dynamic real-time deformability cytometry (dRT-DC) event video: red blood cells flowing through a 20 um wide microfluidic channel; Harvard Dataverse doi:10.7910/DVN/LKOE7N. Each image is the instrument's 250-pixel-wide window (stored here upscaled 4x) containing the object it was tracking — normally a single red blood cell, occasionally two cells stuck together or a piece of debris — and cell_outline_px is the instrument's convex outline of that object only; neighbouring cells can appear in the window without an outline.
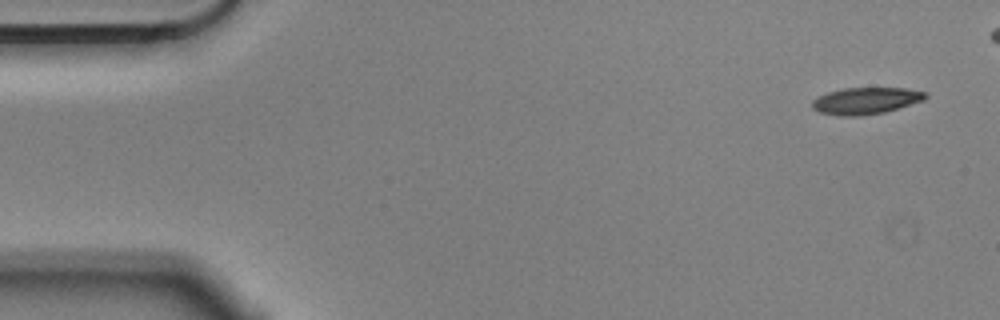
{"species": "Egyptian fruit bat (a non-hibernating species)", "species_latin": "Rousettus aegyptiacus", "temperature_condition": "cold", "stored_images_in_passage": 5, "camera_frame_rate_fps": 3000, "um_per_image_px": 0.085, "animal": {"sex": "male"}, "frame": {"image": 1, "passage_image": 1, "time_ms": 0.0, "image_size_px": [1000, 320], "cell_outline_px": [[928, 96], [924, 100], [884, 112], [860, 116], [840, 116], [820, 112], [812, 108], [812, 100], [828, 92], [844, 88], [908, 88], [924, 92]], "centroid_in_image_um": [73.59, 8.56], "position_along_channel_um": 11.4, "area_um2": 17.51}}